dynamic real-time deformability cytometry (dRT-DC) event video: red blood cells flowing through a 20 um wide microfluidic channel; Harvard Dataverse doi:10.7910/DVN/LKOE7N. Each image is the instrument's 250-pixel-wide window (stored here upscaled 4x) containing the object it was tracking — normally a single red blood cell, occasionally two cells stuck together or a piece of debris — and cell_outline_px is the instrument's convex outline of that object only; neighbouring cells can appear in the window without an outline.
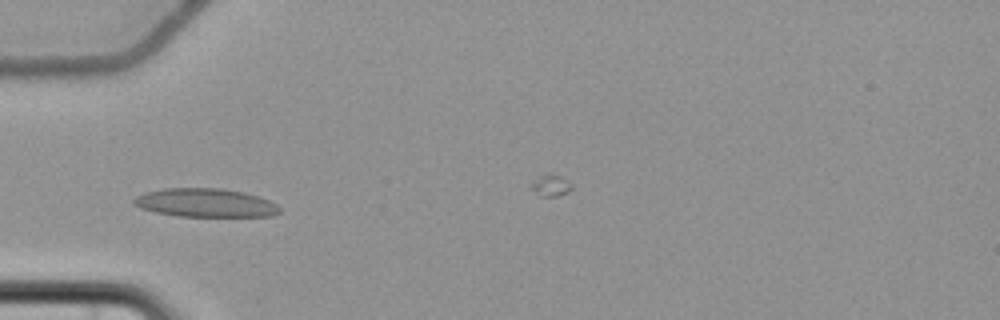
{"species": "common noctule bat (a hibernating species)", "species_latin": "Nyctalus noctula", "temperature_condition": "cold", "stored_images_in_passage": 5, "camera_frame_rate_fps": 3000, "um_per_image_px": 0.085, "animal": {"sex": "female", "body_mass_g": 22.7, "forearm_length_mm": 54.2}, "frame": {"image": 1, "passage_image": 5, "time_ms": 4.667, "image_size_px": [1000, 320], "cell_outline_px": [[280, 212], [272, 216], [180, 216], [156, 212], [140, 208], [132, 204], [132, 200], [136, 196], [144, 192], [164, 188], [220, 188], [244, 192], [268, 200], [276, 204], [280, 208]], "centroid_in_image_um": [17.42, 17.23], "position_along_channel_um": 67.6, "area_um2": 24.22}}